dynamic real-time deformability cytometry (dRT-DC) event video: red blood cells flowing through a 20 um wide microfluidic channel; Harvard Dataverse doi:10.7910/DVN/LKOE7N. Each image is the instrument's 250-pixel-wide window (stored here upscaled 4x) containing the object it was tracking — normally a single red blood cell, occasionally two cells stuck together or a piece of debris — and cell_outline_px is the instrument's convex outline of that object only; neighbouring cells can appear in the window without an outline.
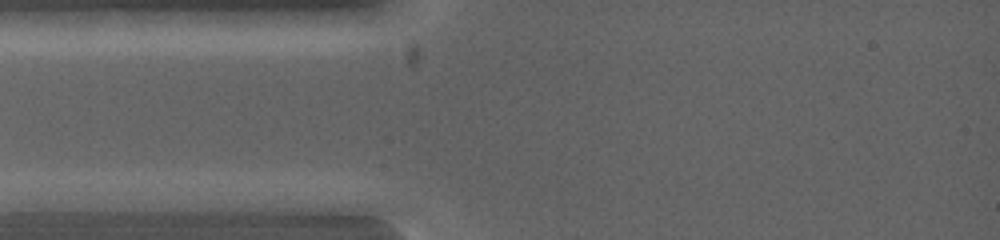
{"species": "common noctule bat (a hibernating species)", "species_latin": "Nyctalus noctula", "temperature_condition": "warm", "stored_images_in_passage": 3, "camera_frame_rate_fps": 5000, "um_per_image_px": 0.085, "animal": {"sex": "female", "body_mass_g": 19.0, "forearm_length_mm": 53.3}, "frame": {"image": 1, "passage_image": 1, "time_ms": 0.0, "image_size_px": [1000, 240], "cell_outline_px": [[140, 200], [96, 212], [16, 212], [16, 200], [32, 192], [124, 192]], "centroid_in_image_um": [6.12, 17.14], "position_along_channel_um": 78.9, "area_um2": 15.09}}